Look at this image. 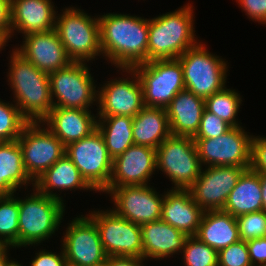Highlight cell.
<instances>
[{
  "label": "cell",
  "mask_w": 266,
  "mask_h": 266,
  "mask_svg": "<svg viewBox=\"0 0 266 266\" xmlns=\"http://www.w3.org/2000/svg\"><path fill=\"white\" fill-rule=\"evenodd\" d=\"M218 266H252L246 241L239 240L220 250Z\"/></svg>",
  "instance_id": "cell-36"
},
{
  "label": "cell",
  "mask_w": 266,
  "mask_h": 266,
  "mask_svg": "<svg viewBox=\"0 0 266 266\" xmlns=\"http://www.w3.org/2000/svg\"><path fill=\"white\" fill-rule=\"evenodd\" d=\"M91 110L53 107L41 121L66 146L89 136L97 129Z\"/></svg>",
  "instance_id": "cell-20"
},
{
  "label": "cell",
  "mask_w": 266,
  "mask_h": 266,
  "mask_svg": "<svg viewBox=\"0 0 266 266\" xmlns=\"http://www.w3.org/2000/svg\"><path fill=\"white\" fill-rule=\"evenodd\" d=\"M30 264V266H68L63 248L60 255L42 250L36 253L34 260Z\"/></svg>",
  "instance_id": "cell-41"
},
{
  "label": "cell",
  "mask_w": 266,
  "mask_h": 266,
  "mask_svg": "<svg viewBox=\"0 0 266 266\" xmlns=\"http://www.w3.org/2000/svg\"><path fill=\"white\" fill-rule=\"evenodd\" d=\"M89 218L96 224L107 256L143 258L141 226L118 216L112 209L93 211Z\"/></svg>",
  "instance_id": "cell-11"
},
{
  "label": "cell",
  "mask_w": 266,
  "mask_h": 266,
  "mask_svg": "<svg viewBox=\"0 0 266 266\" xmlns=\"http://www.w3.org/2000/svg\"><path fill=\"white\" fill-rule=\"evenodd\" d=\"M204 110L205 99L186 89L178 92L166 108L171 135L193 138Z\"/></svg>",
  "instance_id": "cell-23"
},
{
  "label": "cell",
  "mask_w": 266,
  "mask_h": 266,
  "mask_svg": "<svg viewBox=\"0 0 266 266\" xmlns=\"http://www.w3.org/2000/svg\"><path fill=\"white\" fill-rule=\"evenodd\" d=\"M28 123L16 104L0 100V142L17 140Z\"/></svg>",
  "instance_id": "cell-33"
},
{
  "label": "cell",
  "mask_w": 266,
  "mask_h": 266,
  "mask_svg": "<svg viewBox=\"0 0 266 266\" xmlns=\"http://www.w3.org/2000/svg\"><path fill=\"white\" fill-rule=\"evenodd\" d=\"M33 190L30 197L18 199L19 247L36 245L52 236L65 212L63 201Z\"/></svg>",
  "instance_id": "cell-4"
},
{
  "label": "cell",
  "mask_w": 266,
  "mask_h": 266,
  "mask_svg": "<svg viewBox=\"0 0 266 266\" xmlns=\"http://www.w3.org/2000/svg\"><path fill=\"white\" fill-rule=\"evenodd\" d=\"M132 132L134 144L157 149L171 135L166 109L145 106L133 117Z\"/></svg>",
  "instance_id": "cell-27"
},
{
  "label": "cell",
  "mask_w": 266,
  "mask_h": 266,
  "mask_svg": "<svg viewBox=\"0 0 266 266\" xmlns=\"http://www.w3.org/2000/svg\"><path fill=\"white\" fill-rule=\"evenodd\" d=\"M65 154L95 191L102 192L109 185L113 159L110 157L104 138L98 129L89 136L66 145Z\"/></svg>",
  "instance_id": "cell-10"
},
{
  "label": "cell",
  "mask_w": 266,
  "mask_h": 266,
  "mask_svg": "<svg viewBox=\"0 0 266 266\" xmlns=\"http://www.w3.org/2000/svg\"><path fill=\"white\" fill-rule=\"evenodd\" d=\"M156 170V149L133 144L113 159L112 175L107 187L148 185Z\"/></svg>",
  "instance_id": "cell-18"
},
{
  "label": "cell",
  "mask_w": 266,
  "mask_h": 266,
  "mask_svg": "<svg viewBox=\"0 0 266 266\" xmlns=\"http://www.w3.org/2000/svg\"><path fill=\"white\" fill-rule=\"evenodd\" d=\"M7 266H22L21 264H19L18 262L16 261H11Z\"/></svg>",
  "instance_id": "cell-48"
},
{
  "label": "cell",
  "mask_w": 266,
  "mask_h": 266,
  "mask_svg": "<svg viewBox=\"0 0 266 266\" xmlns=\"http://www.w3.org/2000/svg\"><path fill=\"white\" fill-rule=\"evenodd\" d=\"M56 17L55 30L73 62H88L102 54L98 16L92 18L81 9L69 7Z\"/></svg>",
  "instance_id": "cell-5"
},
{
  "label": "cell",
  "mask_w": 266,
  "mask_h": 266,
  "mask_svg": "<svg viewBox=\"0 0 266 266\" xmlns=\"http://www.w3.org/2000/svg\"><path fill=\"white\" fill-rule=\"evenodd\" d=\"M8 82L15 104L29 122H41L53 108L49 76L15 49L10 56Z\"/></svg>",
  "instance_id": "cell-2"
},
{
  "label": "cell",
  "mask_w": 266,
  "mask_h": 266,
  "mask_svg": "<svg viewBox=\"0 0 266 266\" xmlns=\"http://www.w3.org/2000/svg\"><path fill=\"white\" fill-rule=\"evenodd\" d=\"M9 246L0 239V257H2L6 252H8Z\"/></svg>",
  "instance_id": "cell-45"
},
{
  "label": "cell",
  "mask_w": 266,
  "mask_h": 266,
  "mask_svg": "<svg viewBox=\"0 0 266 266\" xmlns=\"http://www.w3.org/2000/svg\"><path fill=\"white\" fill-rule=\"evenodd\" d=\"M0 239L19 247V204L13 195H0Z\"/></svg>",
  "instance_id": "cell-32"
},
{
  "label": "cell",
  "mask_w": 266,
  "mask_h": 266,
  "mask_svg": "<svg viewBox=\"0 0 266 266\" xmlns=\"http://www.w3.org/2000/svg\"><path fill=\"white\" fill-rule=\"evenodd\" d=\"M188 189L204 211L222 210L228 195L246 170L238 166H206Z\"/></svg>",
  "instance_id": "cell-16"
},
{
  "label": "cell",
  "mask_w": 266,
  "mask_h": 266,
  "mask_svg": "<svg viewBox=\"0 0 266 266\" xmlns=\"http://www.w3.org/2000/svg\"><path fill=\"white\" fill-rule=\"evenodd\" d=\"M6 42H8V40L2 34H0V51L2 50L3 46L6 45Z\"/></svg>",
  "instance_id": "cell-47"
},
{
  "label": "cell",
  "mask_w": 266,
  "mask_h": 266,
  "mask_svg": "<svg viewBox=\"0 0 266 266\" xmlns=\"http://www.w3.org/2000/svg\"><path fill=\"white\" fill-rule=\"evenodd\" d=\"M224 212L238 217L243 214L262 210V190L260 174L251 169L245 170L239 177L222 209Z\"/></svg>",
  "instance_id": "cell-28"
},
{
  "label": "cell",
  "mask_w": 266,
  "mask_h": 266,
  "mask_svg": "<svg viewBox=\"0 0 266 266\" xmlns=\"http://www.w3.org/2000/svg\"><path fill=\"white\" fill-rule=\"evenodd\" d=\"M0 34L11 38V0H0Z\"/></svg>",
  "instance_id": "cell-42"
},
{
  "label": "cell",
  "mask_w": 266,
  "mask_h": 266,
  "mask_svg": "<svg viewBox=\"0 0 266 266\" xmlns=\"http://www.w3.org/2000/svg\"><path fill=\"white\" fill-rule=\"evenodd\" d=\"M48 76L53 107L89 110L97 102L98 90L85 62H71Z\"/></svg>",
  "instance_id": "cell-9"
},
{
  "label": "cell",
  "mask_w": 266,
  "mask_h": 266,
  "mask_svg": "<svg viewBox=\"0 0 266 266\" xmlns=\"http://www.w3.org/2000/svg\"><path fill=\"white\" fill-rule=\"evenodd\" d=\"M240 240L266 237V212L257 211L236 217Z\"/></svg>",
  "instance_id": "cell-35"
},
{
  "label": "cell",
  "mask_w": 266,
  "mask_h": 266,
  "mask_svg": "<svg viewBox=\"0 0 266 266\" xmlns=\"http://www.w3.org/2000/svg\"><path fill=\"white\" fill-rule=\"evenodd\" d=\"M39 123V124H38ZM41 122H29L17 139L24 168L35 181L65 154V145Z\"/></svg>",
  "instance_id": "cell-12"
},
{
  "label": "cell",
  "mask_w": 266,
  "mask_h": 266,
  "mask_svg": "<svg viewBox=\"0 0 266 266\" xmlns=\"http://www.w3.org/2000/svg\"><path fill=\"white\" fill-rule=\"evenodd\" d=\"M97 266H106V264H105V263H102V264H100V265H97Z\"/></svg>",
  "instance_id": "cell-49"
},
{
  "label": "cell",
  "mask_w": 266,
  "mask_h": 266,
  "mask_svg": "<svg viewBox=\"0 0 266 266\" xmlns=\"http://www.w3.org/2000/svg\"><path fill=\"white\" fill-rule=\"evenodd\" d=\"M232 128L230 124L210 113L206 109L203 112L202 119L197 134L193 139L215 138L225 134Z\"/></svg>",
  "instance_id": "cell-37"
},
{
  "label": "cell",
  "mask_w": 266,
  "mask_h": 266,
  "mask_svg": "<svg viewBox=\"0 0 266 266\" xmlns=\"http://www.w3.org/2000/svg\"><path fill=\"white\" fill-rule=\"evenodd\" d=\"M156 169L170 178L172 189L188 190L203 169L194 139L170 135L156 149Z\"/></svg>",
  "instance_id": "cell-8"
},
{
  "label": "cell",
  "mask_w": 266,
  "mask_h": 266,
  "mask_svg": "<svg viewBox=\"0 0 266 266\" xmlns=\"http://www.w3.org/2000/svg\"><path fill=\"white\" fill-rule=\"evenodd\" d=\"M34 188L40 193L60 201H63L62 197L51 191L52 189H59V191L61 189H70V191L72 189H91L95 191L81 176L78 168L66 154L34 181Z\"/></svg>",
  "instance_id": "cell-25"
},
{
  "label": "cell",
  "mask_w": 266,
  "mask_h": 266,
  "mask_svg": "<svg viewBox=\"0 0 266 266\" xmlns=\"http://www.w3.org/2000/svg\"><path fill=\"white\" fill-rule=\"evenodd\" d=\"M190 4L173 12L149 19L148 62L176 59L197 45Z\"/></svg>",
  "instance_id": "cell-3"
},
{
  "label": "cell",
  "mask_w": 266,
  "mask_h": 266,
  "mask_svg": "<svg viewBox=\"0 0 266 266\" xmlns=\"http://www.w3.org/2000/svg\"><path fill=\"white\" fill-rule=\"evenodd\" d=\"M23 45L15 50L26 60L47 74L55 72L73 62L55 29L48 32L26 35Z\"/></svg>",
  "instance_id": "cell-19"
},
{
  "label": "cell",
  "mask_w": 266,
  "mask_h": 266,
  "mask_svg": "<svg viewBox=\"0 0 266 266\" xmlns=\"http://www.w3.org/2000/svg\"><path fill=\"white\" fill-rule=\"evenodd\" d=\"M145 260L142 257L132 256H108L106 266H144L142 263Z\"/></svg>",
  "instance_id": "cell-43"
},
{
  "label": "cell",
  "mask_w": 266,
  "mask_h": 266,
  "mask_svg": "<svg viewBox=\"0 0 266 266\" xmlns=\"http://www.w3.org/2000/svg\"><path fill=\"white\" fill-rule=\"evenodd\" d=\"M195 236L219 252L240 240L236 217L223 210L205 211Z\"/></svg>",
  "instance_id": "cell-26"
},
{
  "label": "cell",
  "mask_w": 266,
  "mask_h": 266,
  "mask_svg": "<svg viewBox=\"0 0 266 266\" xmlns=\"http://www.w3.org/2000/svg\"><path fill=\"white\" fill-rule=\"evenodd\" d=\"M241 97L235 90L224 87L222 90L205 99V109L232 127L240 124L236 121V116L241 104Z\"/></svg>",
  "instance_id": "cell-31"
},
{
  "label": "cell",
  "mask_w": 266,
  "mask_h": 266,
  "mask_svg": "<svg viewBox=\"0 0 266 266\" xmlns=\"http://www.w3.org/2000/svg\"><path fill=\"white\" fill-rule=\"evenodd\" d=\"M186 266H218V252L196 236H188L183 247Z\"/></svg>",
  "instance_id": "cell-34"
},
{
  "label": "cell",
  "mask_w": 266,
  "mask_h": 266,
  "mask_svg": "<svg viewBox=\"0 0 266 266\" xmlns=\"http://www.w3.org/2000/svg\"><path fill=\"white\" fill-rule=\"evenodd\" d=\"M204 212L189 190L171 189L165 193L161 219L187 236H195Z\"/></svg>",
  "instance_id": "cell-22"
},
{
  "label": "cell",
  "mask_w": 266,
  "mask_h": 266,
  "mask_svg": "<svg viewBox=\"0 0 266 266\" xmlns=\"http://www.w3.org/2000/svg\"><path fill=\"white\" fill-rule=\"evenodd\" d=\"M134 79L107 81L98 91V116H136L144 107L142 86L134 69H121ZM128 79V80H127ZM130 79V80H129Z\"/></svg>",
  "instance_id": "cell-17"
},
{
  "label": "cell",
  "mask_w": 266,
  "mask_h": 266,
  "mask_svg": "<svg viewBox=\"0 0 266 266\" xmlns=\"http://www.w3.org/2000/svg\"><path fill=\"white\" fill-rule=\"evenodd\" d=\"M103 192L110 193L114 200L116 207L113 211L128 221L141 226L161 219L165 193L157 194L153 187L148 185L106 187Z\"/></svg>",
  "instance_id": "cell-14"
},
{
  "label": "cell",
  "mask_w": 266,
  "mask_h": 266,
  "mask_svg": "<svg viewBox=\"0 0 266 266\" xmlns=\"http://www.w3.org/2000/svg\"><path fill=\"white\" fill-rule=\"evenodd\" d=\"M62 248L68 266H97L107 255L96 224L87 216L76 217L67 226Z\"/></svg>",
  "instance_id": "cell-15"
},
{
  "label": "cell",
  "mask_w": 266,
  "mask_h": 266,
  "mask_svg": "<svg viewBox=\"0 0 266 266\" xmlns=\"http://www.w3.org/2000/svg\"><path fill=\"white\" fill-rule=\"evenodd\" d=\"M30 182L34 187L24 168L18 140L0 142V195H13L17 188Z\"/></svg>",
  "instance_id": "cell-29"
},
{
  "label": "cell",
  "mask_w": 266,
  "mask_h": 266,
  "mask_svg": "<svg viewBox=\"0 0 266 266\" xmlns=\"http://www.w3.org/2000/svg\"><path fill=\"white\" fill-rule=\"evenodd\" d=\"M56 12L51 0H11V34L24 36L55 29Z\"/></svg>",
  "instance_id": "cell-21"
},
{
  "label": "cell",
  "mask_w": 266,
  "mask_h": 266,
  "mask_svg": "<svg viewBox=\"0 0 266 266\" xmlns=\"http://www.w3.org/2000/svg\"><path fill=\"white\" fill-rule=\"evenodd\" d=\"M260 185L262 190V211L266 212V174H260Z\"/></svg>",
  "instance_id": "cell-44"
},
{
  "label": "cell",
  "mask_w": 266,
  "mask_h": 266,
  "mask_svg": "<svg viewBox=\"0 0 266 266\" xmlns=\"http://www.w3.org/2000/svg\"><path fill=\"white\" fill-rule=\"evenodd\" d=\"M246 244L252 266H266V237L250 239Z\"/></svg>",
  "instance_id": "cell-40"
},
{
  "label": "cell",
  "mask_w": 266,
  "mask_h": 266,
  "mask_svg": "<svg viewBox=\"0 0 266 266\" xmlns=\"http://www.w3.org/2000/svg\"><path fill=\"white\" fill-rule=\"evenodd\" d=\"M102 54L119 69L148 62L149 19L117 13L99 16Z\"/></svg>",
  "instance_id": "cell-1"
},
{
  "label": "cell",
  "mask_w": 266,
  "mask_h": 266,
  "mask_svg": "<svg viewBox=\"0 0 266 266\" xmlns=\"http://www.w3.org/2000/svg\"><path fill=\"white\" fill-rule=\"evenodd\" d=\"M252 137L238 126L219 137L194 139L201 166L208 164V167L238 166L250 169Z\"/></svg>",
  "instance_id": "cell-13"
},
{
  "label": "cell",
  "mask_w": 266,
  "mask_h": 266,
  "mask_svg": "<svg viewBox=\"0 0 266 266\" xmlns=\"http://www.w3.org/2000/svg\"><path fill=\"white\" fill-rule=\"evenodd\" d=\"M143 258L162 259L181 252L187 235L162 219L141 225Z\"/></svg>",
  "instance_id": "cell-24"
},
{
  "label": "cell",
  "mask_w": 266,
  "mask_h": 266,
  "mask_svg": "<svg viewBox=\"0 0 266 266\" xmlns=\"http://www.w3.org/2000/svg\"><path fill=\"white\" fill-rule=\"evenodd\" d=\"M133 69L141 83L146 107L166 109L177 93L185 89L183 69L177 58L152 60Z\"/></svg>",
  "instance_id": "cell-7"
},
{
  "label": "cell",
  "mask_w": 266,
  "mask_h": 266,
  "mask_svg": "<svg viewBox=\"0 0 266 266\" xmlns=\"http://www.w3.org/2000/svg\"><path fill=\"white\" fill-rule=\"evenodd\" d=\"M250 169L258 174H266V137H252Z\"/></svg>",
  "instance_id": "cell-38"
},
{
  "label": "cell",
  "mask_w": 266,
  "mask_h": 266,
  "mask_svg": "<svg viewBox=\"0 0 266 266\" xmlns=\"http://www.w3.org/2000/svg\"><path fill=\"white\" fill-rule=\"evenodd\" d=\"M249 19L266 24V0H236Z\"/></svg>",
  "instance_id": "cell-39"
},
{
  "label": "cell",
  "mask_w": 266,
  "mask_h": 266,
  "mask_svg": "<svg viewBox=\"0 0 266 266\" xmlns=\"http://www.w3.org/2000/svg\"><path fill=\"white\" fill-rule=\"evenodd\" d=\"M204 47L198 43L177 59L183 69L185 89L206 99L225 87L227 64Z\"/></svg>",
  "instance_id": "cell-6"
},
{
  "label": "cell",
  "mask_w": 266,
  "mask_h": 266,
  "mask_svg": "<svg viewBox=\"0 0 266 266\" xmlns=\"http://www.w3.org/2000/svg\"><path fill=\"white\" fill-rule=\"evenodd\" d=\"M12 260H9L7 252L0 257V266H7Z\"/></svg>",
  "instance_id": "cell-46"
},
{
  "label": "cell",
  "mask_w": 266,
  "mask_h": 266,
  "mask_svg": "<svg viewBox=\"0 0 266 266\" xmlns=\"http://www.w3.org/2000/svg\"><path fill=\"white\" fill-rule=\"evenodd\" d=\"M97 129L104 138L106 148L112 159L124 153L134 144L130 116H97Z\"/></svg>",
  "instance_id": "cell-30"
}]
</instances>
